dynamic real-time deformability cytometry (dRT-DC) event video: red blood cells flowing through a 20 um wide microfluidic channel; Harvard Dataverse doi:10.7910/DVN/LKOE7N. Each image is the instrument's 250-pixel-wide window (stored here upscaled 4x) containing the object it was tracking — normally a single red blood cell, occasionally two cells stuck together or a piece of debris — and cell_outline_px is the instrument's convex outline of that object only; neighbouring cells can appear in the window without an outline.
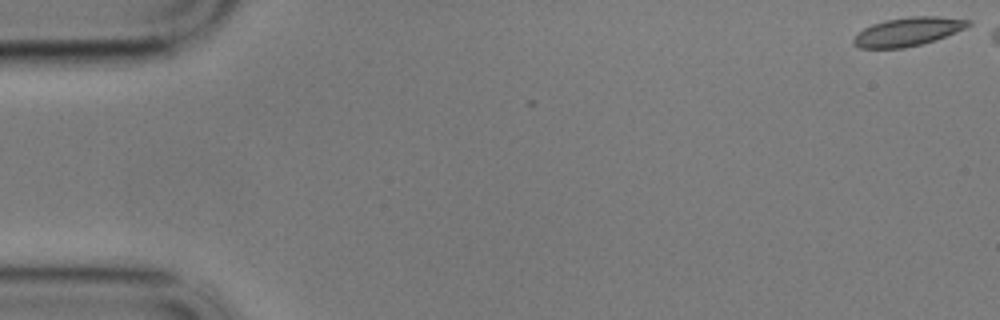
{"species": "common noctule bat (a hibernating species)", "species_latin": "Nyctalus noctula", "temperature_condition": "cold", "stored_images_in_passage": 5, "camera_frame_rate_fps": 3000, "um_per_image_px": 0.085, "animal": {"sex": "male", "body_mass_g": 17.9}, "frame": {"image": 1, "passage_image": 1, "time_ms": 0.0, "image_size_px": [1000, 320], "cell_outline_px": [[972, 24], [956, 32], [936, 40], [904, 48], [860, 48], [852, 44], [852, 40], [864, 28], [872, 24], [884, 20], [912, 16], [940, 16], [972, 20]], "centroid_in_image_um": [77.19, 2.68], "position_along_channel_um": 7.8, "area_um2": 19.13}}